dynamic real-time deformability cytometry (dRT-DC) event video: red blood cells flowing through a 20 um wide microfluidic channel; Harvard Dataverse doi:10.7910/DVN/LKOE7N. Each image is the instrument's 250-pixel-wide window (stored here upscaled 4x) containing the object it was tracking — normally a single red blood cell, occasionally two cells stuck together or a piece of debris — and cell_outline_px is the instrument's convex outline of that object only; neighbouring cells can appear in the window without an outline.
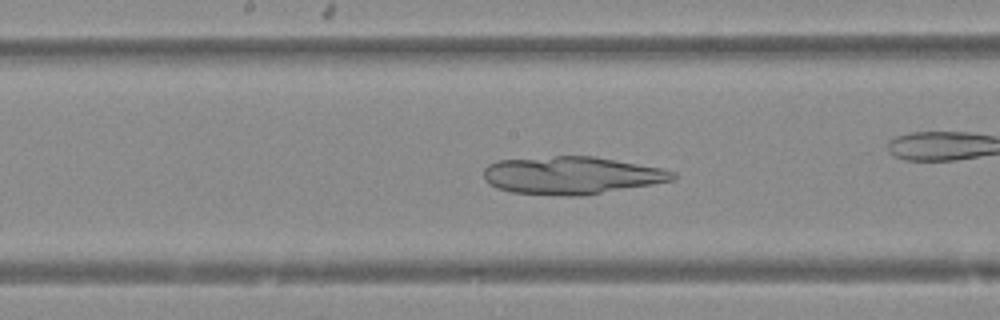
{"species": "Egyptian fruit bat (a non-hibernating species)", "species_latin": "Rousettus aegyptiacus", "temperature_condition": "warm", "stored_images_in_passage": 45, "camera_frame_rate_fps": 3000, "um_per_image_px": 0.085, "animal": {"sex": "female"}, "frame": {"image": 1, "passage_image": 26, "time_ms": 8.333, "image_size_px": [1000, 320], "cell_outline_px": [[676, 180], [580, 196], [564, 196], [512, 192], [496, 188], [484, 180], [484, 168], [488, 164], [496, 160], [556, 156], [592, 156], [660, 168], [676, 172]], "centroid_in_image_um": [48.54, 14.9], "position_along_channel_um": 199.7, "area_um2": 41.38}}
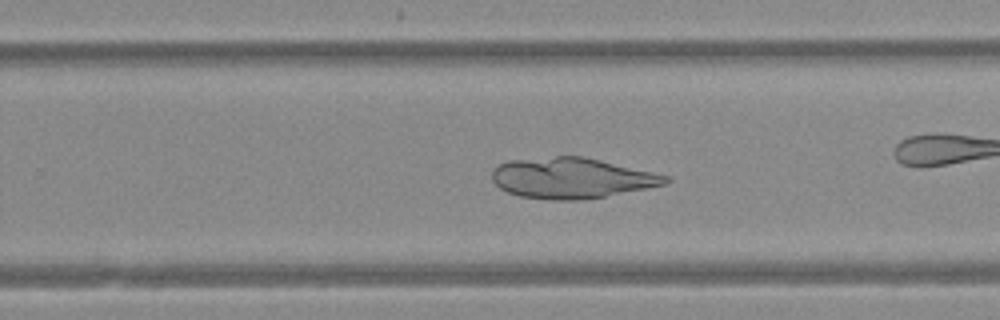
{"frame": {"image": 2, "passage_image": 32, "time_ms": 10.333, "image_size_px": [1000, 320], "cell_outline_px": [[672, 180], [668, 184], [648, 188], [584, 200], [552, 200], [520, 196], [508, 192], [500, 188], [492, 180], [492, 172], [500, 164], [508, 160], [556, 156], [584, 156], [672, 176]], "centroid_in_image_um": [48.65, 15.13], "position_along_channel_um": 281.1, "area_um2": 41.33}}